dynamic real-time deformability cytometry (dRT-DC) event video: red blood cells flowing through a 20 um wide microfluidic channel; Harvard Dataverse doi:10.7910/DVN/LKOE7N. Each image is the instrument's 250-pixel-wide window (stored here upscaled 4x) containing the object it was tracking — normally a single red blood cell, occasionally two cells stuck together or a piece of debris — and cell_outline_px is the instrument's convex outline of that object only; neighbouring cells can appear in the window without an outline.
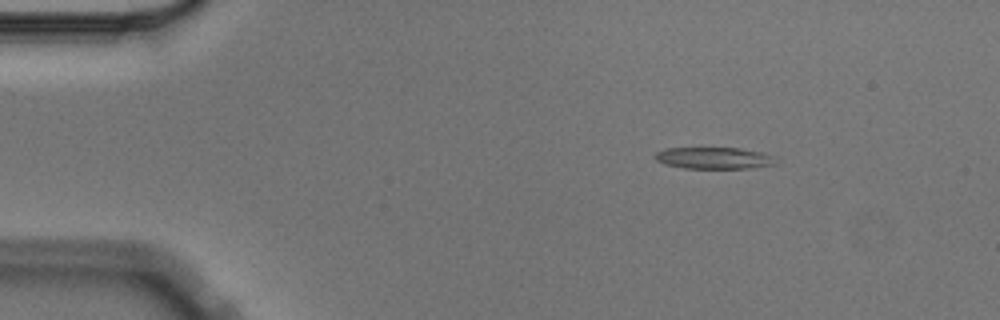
{"species": "Egyptian fruit bat (a non-hibernating species)", "species_latin": "Rousettus aegyptiacus", "temperature_condition": "cold", "stored_images_in_passage": 4, "camera_frame_rate_fps": 3000, "um_per_image_px": 0.085, "animal": {"sex": "male"}, "frame": {"image": 1, "passage_image": 2, "time_ms": 0.333, "image_size_px": [1000, 320], "cell_outline_px": [[780, 164], [748, 168], [684, 168], [664, 164], [656, 160], [652, 156], [656, 152], [664, 148], [740, 148], [764, 152], [780, 156]], "centroid_in_image_um": [60.81, 13.43], "position_along_channel_um": 24.2, "area_um2": 15.78}}